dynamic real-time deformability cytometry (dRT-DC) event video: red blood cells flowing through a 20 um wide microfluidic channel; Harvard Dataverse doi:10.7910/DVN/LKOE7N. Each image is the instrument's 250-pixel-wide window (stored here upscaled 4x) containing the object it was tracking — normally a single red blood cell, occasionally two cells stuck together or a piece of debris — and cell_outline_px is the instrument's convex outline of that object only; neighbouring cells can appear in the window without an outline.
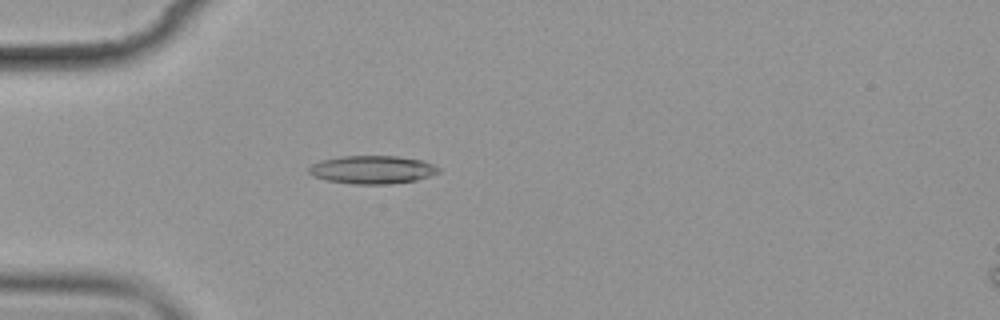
{"species": "common noctule bat (a hibernating species)", "species_latin": "Nyctalus noctula", "temperature_condition": "cold", "stored_images_in_passage": 5, "camera_frame_rate_fps": 3000, "um_per_image_px": 0.085, "animal": {"sex": "female", "body_mass_g": 19.9}, "frame": {"image": 1, "passage_image": 5, "time_ms": 4.667, "image_size_px": [1000, 320], "cell_outline_px": [[440, 172], [416, 180], [388, 184], [352, 184], [328, 180], [312, 176], [308, 172], [308, 168], [312, 164], [320, 160], [340, 156], [396, 156], [424, 160], [440, 168]], "centroid_in_image_um": [31.63, 14.41], "position_along_channel_um": 53.4, "area_um2": 21.33}}